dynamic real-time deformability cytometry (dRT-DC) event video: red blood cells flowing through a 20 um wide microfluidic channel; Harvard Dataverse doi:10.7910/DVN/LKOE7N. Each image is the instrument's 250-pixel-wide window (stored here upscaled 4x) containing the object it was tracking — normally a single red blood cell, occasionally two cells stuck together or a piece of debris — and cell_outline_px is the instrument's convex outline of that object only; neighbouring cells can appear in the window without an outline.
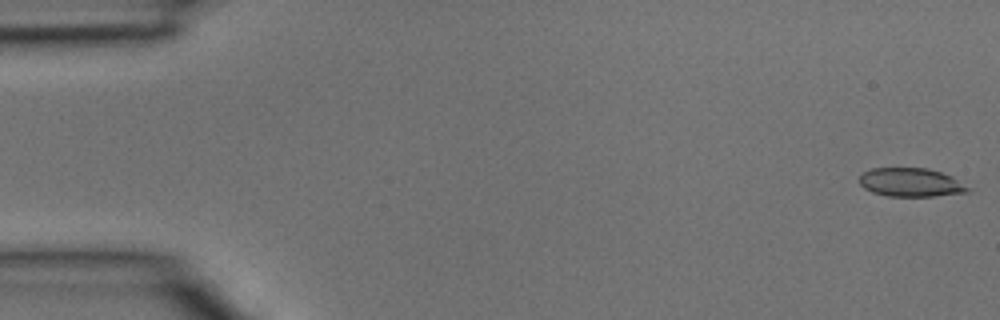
{"species": "common noctule bat (a hibernating species)", "species_latin": "Nyctalus noctula", "temperature_condition": "room temperature", "stored_images_in_passage": 39, "camera_frame_rate_fps": 3000, "um_per_image_px": 0.085, "animal": {"sex": "male", "body_mass_g": 15.6}, "frame": {"image": 1, "passage_image": 1, "time_ms": 0.0, "image_size_px": [1000, 320], "cell_outline_px": [[972, 192], [936, 196], [888, 196], [872, 192], [864, 188], [860, 184], [860, 176], [864, 172], [872, 168], [928, 168], [952, 176], [972, 188]], "centroid_in_image_um": [77.48, 15.51], "position_along_channel_um": 7.5, "area_um2": 18.26}}
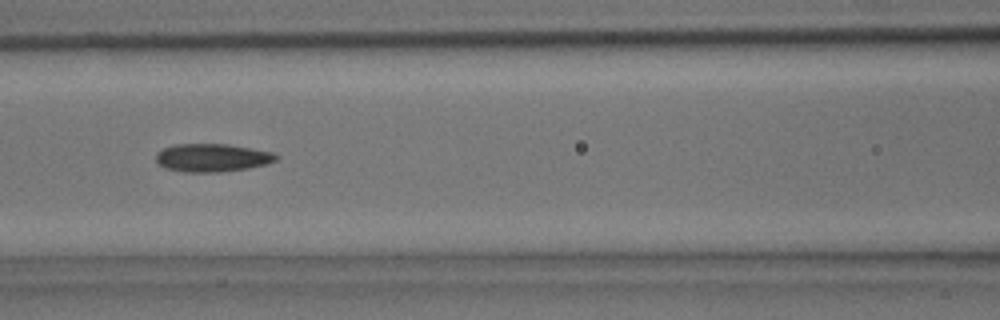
{"frame": {"image": 2, "passage_image": 17, "time_ms": 5.333, "image_size_px": [1000, 320], "cell_outline_px": [[280, 156], [276, 160], [264, 164], [248, 168], [220, 172], [184, 172], [164, 168], [156, 160], [156, 152], [164, 148], [176, 144], [228, 144], [252, 148], [272, 152]], "centroid_in_image_um": [18.02, 13.4], "position_along_channel_um": 148.6, "area_um2": 19.65}}
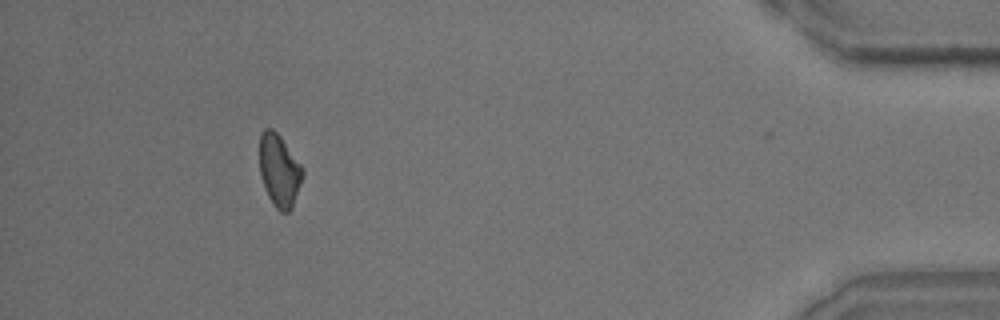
{"frame": {"image": 3, "passage_image": 36, "time_ms": 11.667, "image_size_px": [1000, 320], "cell_outline_px": [[304, 172], [292, 208], [288, 212], [280, 212], [272, 204], [268, 196], [260, 172], [260, 132], [264, 128], [272, 128], [280, 136], [304, 168]], "centroid_in_image_um": [23.74, 14.48], "position_along_channel_um": 411.5, "area_um2": 18.09}}